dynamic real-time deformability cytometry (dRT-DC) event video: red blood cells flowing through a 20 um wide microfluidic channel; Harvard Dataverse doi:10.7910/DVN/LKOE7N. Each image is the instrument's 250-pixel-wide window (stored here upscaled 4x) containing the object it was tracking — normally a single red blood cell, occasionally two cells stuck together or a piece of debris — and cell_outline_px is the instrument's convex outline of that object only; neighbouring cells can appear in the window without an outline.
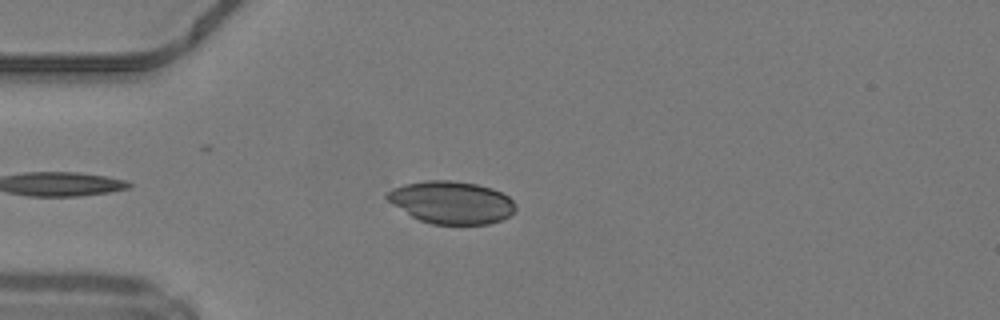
{"species": "common noctule bat (a hibernating species)", "species_latin": "Nyctalus noctula", "temperature_condition": "warm", "stored_images_in_passage": 40, "camera_frame_rate_fps": 3000, "um_per_image_px": 0.085, "animal": {"sex": "male", "body_mass_g": 19.2, "forearm_length_mm": 51.8}, "frame": {"image": 1, "passage_image": 7, "time_ms": 2.0, "image_size_px": [1000, 320], "cell_outline_px": [[516, 208], [508, 216], [500, 220], [488, 224], [432, 224], [420, 220], [412, 216], [388, 200], [384, 196], [392, 188], [404, 184], [428, 180], [448, 180], [476, 184], [492, 188], [508, 196], [516, 204]], "centroid_in_image_um": [38.38, 17.2], "position_along_channel_um": 46.6, "area_um2": 31.5}}